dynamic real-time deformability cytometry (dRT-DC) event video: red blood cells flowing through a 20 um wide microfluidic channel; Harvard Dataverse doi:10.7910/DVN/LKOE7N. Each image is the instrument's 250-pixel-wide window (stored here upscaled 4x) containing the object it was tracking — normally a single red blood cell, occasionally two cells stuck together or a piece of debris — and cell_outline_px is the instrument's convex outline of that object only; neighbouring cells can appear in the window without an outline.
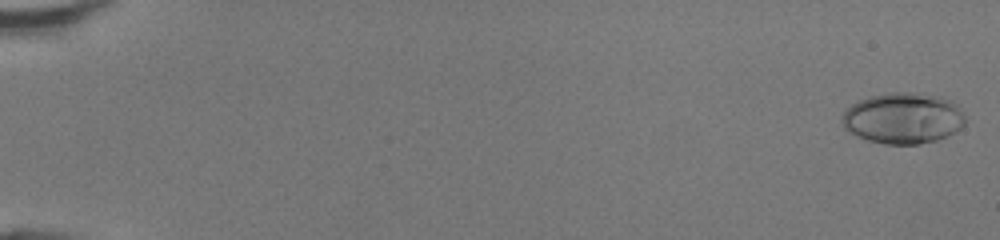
{"species": "human", "species_latin": "Homo sapiens", "temperature_condition": "room temperature", "stored_images_in_passage": 48, "camera_frame_rate_fps": 3000, "um_per_image_px": 0.085, "donor": {"sex": "female"}, "frame": {"image": 1, "passage_image": 1, "time_ms": 0.0, "image_size_px": [1000, 240], "cell_outline_px": [[964, 124], [960, 128], [948, 136], [936, 140], [920, 144], [884, 144], [868, 140], [856, 136], [844, 128], [840, 120], [844, 112], [852, 104], [860, 100], [872, 96], [892, 92], [904, 92], [940, 96], [952, 100], [956, 104], [964, 116]], "centroid_in_image_um": [76.75, 10.06], "position_along_channel_um": 8.2, "area_um2": 36.53}}
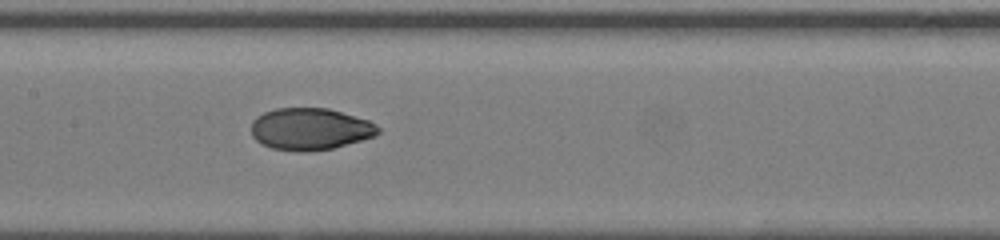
{"frame": {"image": 2, "passage_image": 26, "time_ms": 8.333, "image_size_px": [1000, 240], "cell_outline_px": [[380, 132], [376, 136], [332, 148], [272, 148], [260, 144], [252, 136], [252, 120], [256, 116], [264, 112], [276, 108], [328, 108], [368, 120], [376, 124], [380, 128]], "centroid_in_image_um": [26.37, 10.91], "position_along_channel_um": 181.0, "area_um2": 30.17}}
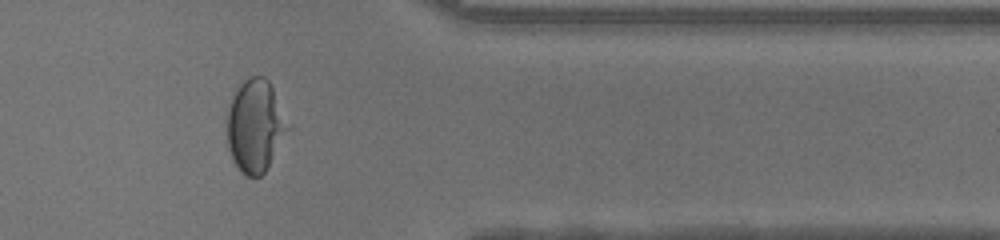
{"frame": {"image": 3, "passage_image": 41, "time_ms": 13.333, "image_size_px": [1000, 240], "cell_outline_px": [[292, 128], [264, 172], [260, 176], [244, 176], [240, 172], [232, 160], [228, 148], [228, 112], [232, 96], [240, 84], [244, 80], [252, 76], [264, 76], [268, 80], [292, 124]], "centroid_in_image_um": [21.75, 10.71], "position_along_channel_um": 389.7, "area_um2": 33.18}, "authors_computed_cell_mechanics": {"area_um2": 31.9345, "velocity_mm_per_s": 4.3673, "shape_relaxation_time_tau1_ms": 7.1588, "shape_relaxation_time_tau2_ms": 0.882, "deformation_change_tau1": 0.2873, "deformation_change_tau2": 0.0424}}